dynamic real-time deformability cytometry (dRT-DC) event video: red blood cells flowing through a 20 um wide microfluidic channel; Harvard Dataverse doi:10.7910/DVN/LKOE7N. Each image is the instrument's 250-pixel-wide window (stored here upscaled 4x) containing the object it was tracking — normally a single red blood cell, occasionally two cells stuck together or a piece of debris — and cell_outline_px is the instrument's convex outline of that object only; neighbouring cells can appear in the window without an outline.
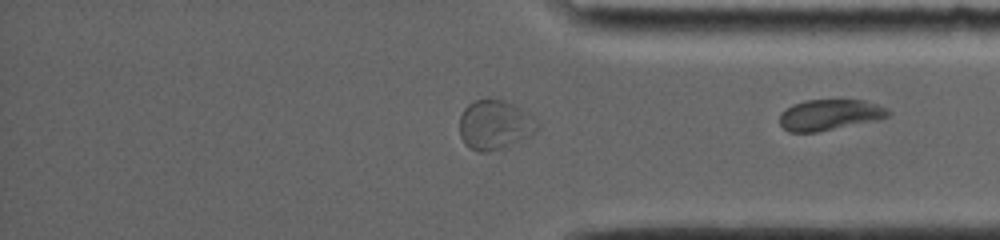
{"species": "common noctule bat (a hibernating species)", "species_latin": "Nyctalus noctula", "temperature_condition": "room temperature", "stored_images_in_passage": 65, "segment_of_instrument_passage": [2, 2], "camera_frame_rate_fps": 4000, "um_per_image_px": 0.085, "animal": {"sex": "female", "body_mass_g": 19.0, "forearm_length_mm": 56.7}, "frame": {"image": 1, "passage_image": 65, "time_ms": 8.75, "image_size_px": [1000, 240], "cell_outline_px": [[892, 112], [888, 116], [880, 120], [816, 132], [788, 132], [780, 124], [780, 116], [792, 104], [804, 100], [864, 100], [888, 108]], "centroid_in_image_um": [70.57, 9.76], "position_along_channel_um": 364.6, "area_um2": 19.54}}